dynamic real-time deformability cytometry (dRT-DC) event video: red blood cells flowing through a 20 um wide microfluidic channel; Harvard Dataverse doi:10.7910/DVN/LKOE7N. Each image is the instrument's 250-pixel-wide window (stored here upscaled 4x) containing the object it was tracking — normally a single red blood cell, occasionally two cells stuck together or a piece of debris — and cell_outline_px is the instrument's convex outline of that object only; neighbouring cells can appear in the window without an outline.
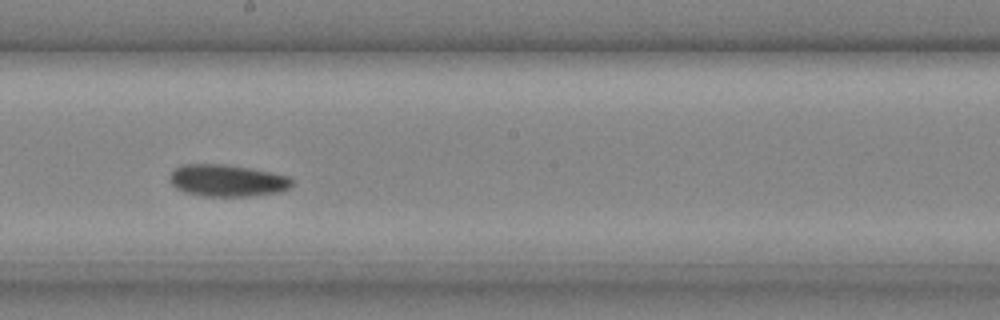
{"species": "common noctule bat (a hibernating species)", "species_latin": "Nyctalus noctula", "temperature_condition": "cold", "stored_images_in_passage": 24, "camera_frame_rate_fps": 3000, "um_per_image_px": 0.085, "animal": {"sex": "male", "body_mass_g": 20.4}, "frame": {"image": 1, "passage_image": 11, "time_ms": 3.333, "image_size_px": [1000, 320], "cell_outline_px": [[292, 184], [288, 188], [280, 192], [248, 196], [204, 196], [184, 192], [176, 188], [172, 184], [168, 176], [176, 168], [184, 164], [224, 164], [248, 168], [288, 176], [292, 180]], "centroid_in_image_um": [19.28, 15.35], "position_along_channel_um": 228.9, "area_um2": 22.54}}